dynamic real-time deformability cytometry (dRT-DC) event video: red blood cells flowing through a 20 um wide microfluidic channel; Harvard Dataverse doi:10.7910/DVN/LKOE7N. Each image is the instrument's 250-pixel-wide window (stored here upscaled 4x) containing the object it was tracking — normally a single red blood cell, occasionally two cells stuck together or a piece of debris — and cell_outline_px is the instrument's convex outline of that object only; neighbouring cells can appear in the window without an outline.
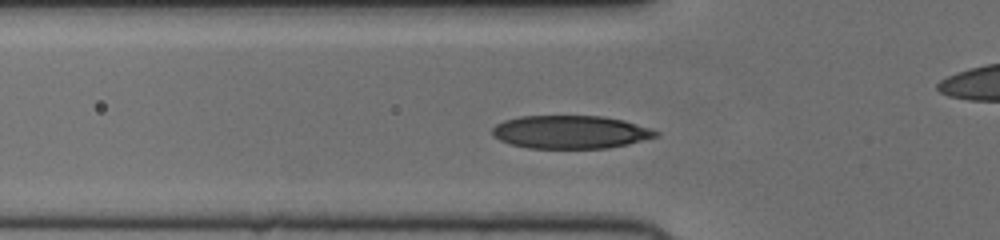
{"species": "human", "species_latin": "Homo sapiens", "temperature_condition": "cold", "stored_images_in_passage": 39, "camera_frame_rate_fps": 3000, "um_per_image_px": 0.085, "donor": {"sex": "female"}, "frame": {"image": 1, "passage_image": 9, "time_ms": 2.667, "image_size_px": [1000, 240], "cell_outline_px": [[660, 136], [628, 144], [608, 148], [528, 148], [512, 144], [500, 140], [492, 136], [492, 128], [496, 124], [504, 120], [520, 116], [604, 116], [624, 120], [660, 132]], "centroid_in_image_um": [48.49, 11.22], "position_along_channel_um": 77.3, "area_um2": 31.62}}
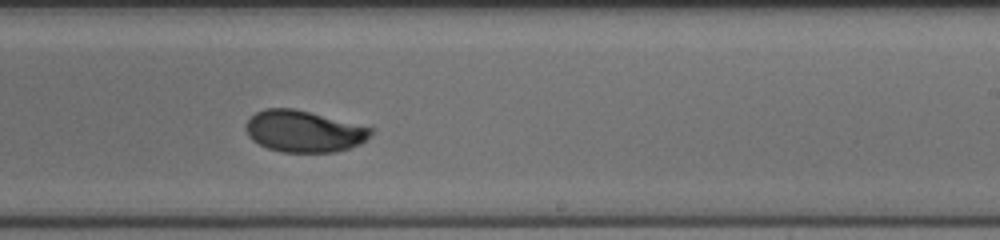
{"frame": {"image": 2, "passage_image": 23, "time_ms": 7.333, "image_size_px": [1000, 240], "cell_outline_px": [[372, 132], [360, 144], [336, 152], [280, 152], [268, 148], [252, 140], [248, 136], [244, 124], [256, 112], [264, 108], [292, 108], [372, 128]], "centroid_in_image_um": [25.77, 11.17], "position_along_channel_um": 263.2, "area_um2": 29.88}}
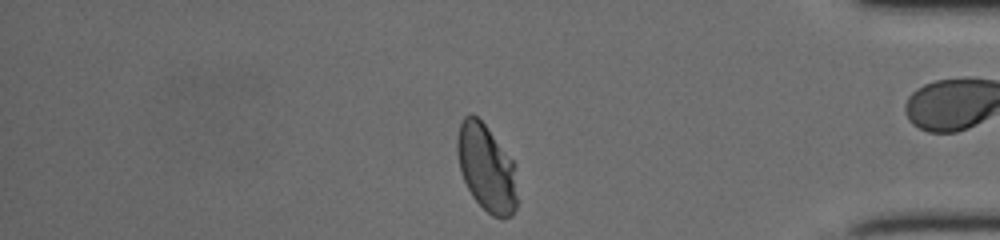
{"frame": {"image": 3, "passage_image": 35, "time_ms": 11.333, "image_size_px": [1000, 240], "cell_outline_px": [[516, 208], [512, 216], [500, 220], [492, 216], [472, 196], [460, 172], [456, 152], [456, 140], [460, 124], [464, 116], [472, 112], [484, 124], [516, 164]], "centroid_in_image_um": [41.34, 14.29], "position_along_channel_um": 393.9, "area_um2": 30.63}}